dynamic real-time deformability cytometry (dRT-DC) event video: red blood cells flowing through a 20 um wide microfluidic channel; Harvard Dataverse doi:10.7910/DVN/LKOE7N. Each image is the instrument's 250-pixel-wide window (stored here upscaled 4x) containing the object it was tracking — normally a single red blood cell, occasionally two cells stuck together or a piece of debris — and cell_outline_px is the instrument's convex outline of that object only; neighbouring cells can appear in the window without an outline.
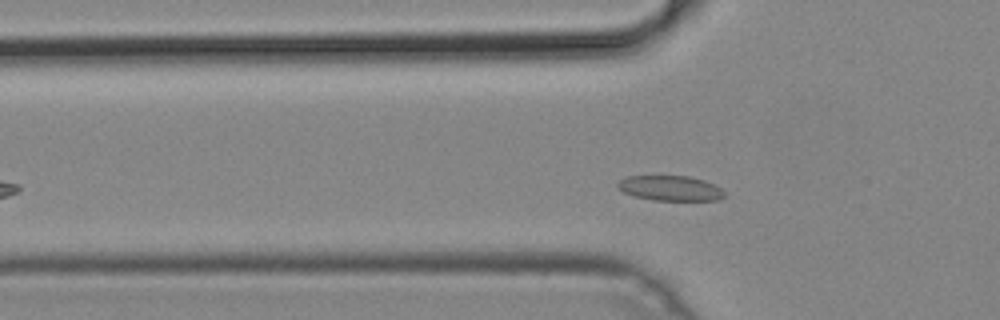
{"species": "common noctule bat (a hibernating species)", "species_latin": "Nyctalus noctula", "temperature_condition": "cold", "stored_images_in_passage": 44, "camera_frame_rate_fps": 3000, "um_per_image_px": 0.085, "animal": {"sex": "male", "body_mass_g": 19.2, "forearm_length_mm": 51.8}, "frame": {"image": 1, "passage_image": 9, "time_ms": 2.667, "image_size_px": [1000, 320], "cell_outline_px": [[724, 196], [720, 200], [652, 200], [632, 196], [616, 188], [616, 184], [620, 180], [628, 176], [688, 176], [704, 180], [720, 188], [724, 192]], "centroid_in_image_um": [56.93, 16.0], "position_along_channel_um": 68.9, "area_um2": 15.61}}
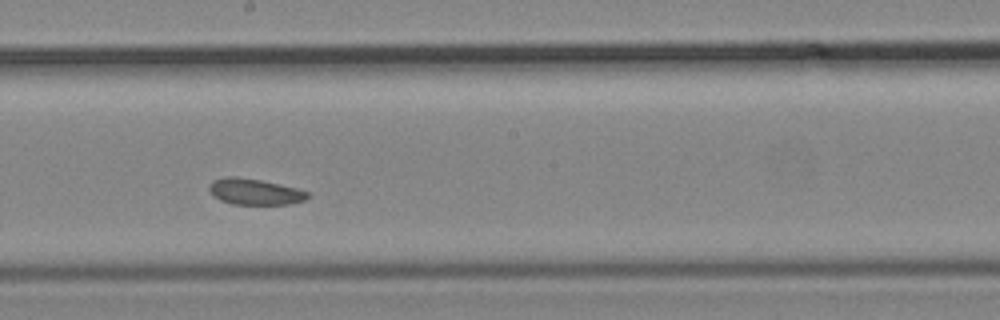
{"frame": {"image": 2, "passage_image": 21, "time_ms": 6.667, "image_size_px": [1000, 320], "cell_outline_px": [[312, 196], [304, 200], [292, 204], [232, 204], [220, 200], [208, 188], [208, 184], [212, 180], [228, 176], [236, 176], [260, 180], [296, 188], [308, 192]], "centroid_in_image_um": [21.67, 16.29], "position_along_channel_um": 226.5, "area_um2": 14.91}}
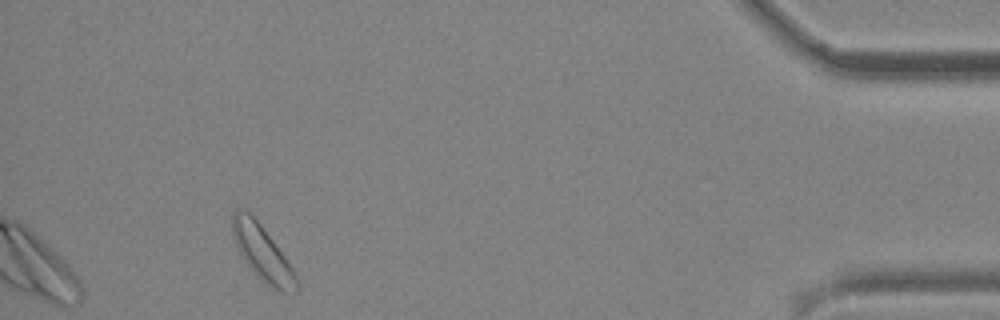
{"frame": {"image": 3, "passage_image": 40, "time_ms": 13.0, "image_size_px": [1000, 320], "cell_outline_px": [[300, 288], [296, 292], [280, 292], [260, 280], [244, 260], [236, 244], [232, 232], [232, 216], [236, 208], [240, 208], [248, 212], [260, 224], [296, 272]], "centroid_in_image_um": [22.33, 21.55], "position_along_channel_um": 412.9, "area_um2": 20.35}}